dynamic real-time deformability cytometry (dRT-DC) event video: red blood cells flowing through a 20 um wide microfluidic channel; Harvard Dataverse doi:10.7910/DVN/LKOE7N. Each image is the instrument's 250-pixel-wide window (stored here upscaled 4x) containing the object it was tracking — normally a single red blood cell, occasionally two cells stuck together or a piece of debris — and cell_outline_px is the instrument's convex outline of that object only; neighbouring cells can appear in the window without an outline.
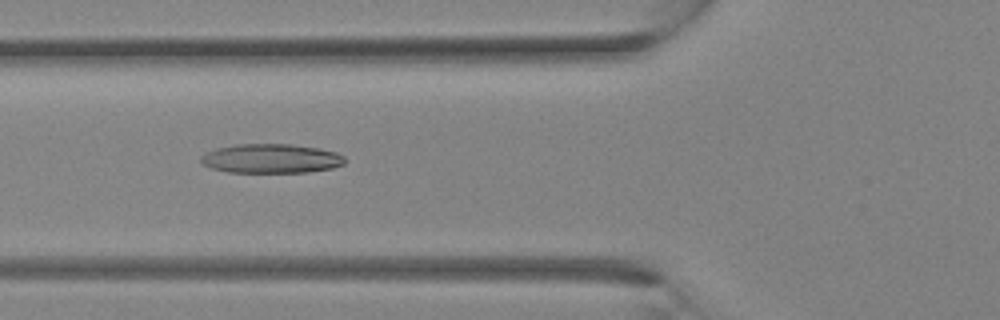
{"species": "Egyptian fruit bat (a non-hibernating species)", "species_latin": "Rousettus aegyptiacus", "temperature_condition": "room temperature", "stored_images_in_passage": 34, "camera_frame_rate_fps": 3000, "um_per_image_px": 0.085, "animal": {"sex": "female"}, "frame": {"image": 1, "passage_image": 13, "time_ms": 4.0, "image_size_px": [1000, 320], "cell_outline_px": [[344, 164], [332, 168], [308, 172], [228, 172], [212, 168], [204, 164], [200, 160], [200, 156], [216, 148], [236, 144], [292, 144], [320, 148], [336, 152], [344, 156]], "centroid_in_image_um": [23.06, 13.47], "position_along_channel_um": 102.7, "area_um2": 24.51}}
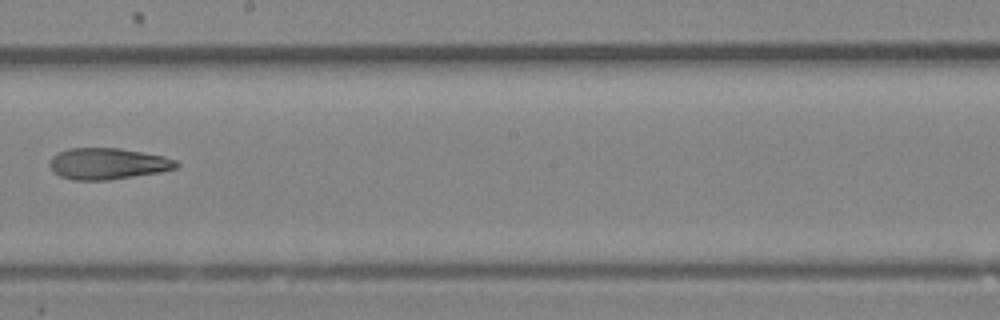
{"frame": {"image": 2, "passage_image": 20, "time_ms": 6.333, "image_size_px": [1000, 320], "cell_outline_px": [[180, 164], [176, 168], [160, 172], [108, 180], [72, 180], [60, 176], [48, 164], [52, 156], [68, 148], [120, 148], [164, 156], [176, 160]], "centroid_in_image_um": [9.17, 13.91], "position_along_channel_um": 239.0, "area_um2": 23.06}}
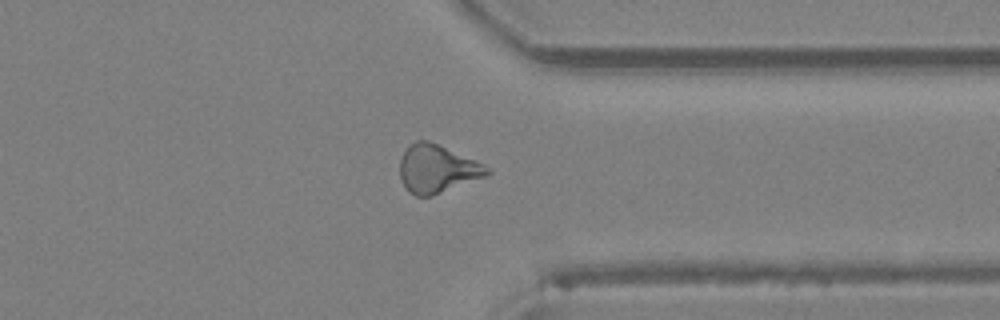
{"frame": {"image": 3, "passage_image": 27, "time_ms": 8.667, "image_size_px": [1000, 320], "cell_outline_px": [[492, 172], [484, 176], [432, 196], [416, 196], [408, 192], [404, 188], [400, 176], [400, 160], [404, 152], [416, 140], [428, 140], [484, 164]], "centroid_in_image_um": [37.12, 14.36], "position_along_channel_um": 374.3, "area_um2": 24.04}}